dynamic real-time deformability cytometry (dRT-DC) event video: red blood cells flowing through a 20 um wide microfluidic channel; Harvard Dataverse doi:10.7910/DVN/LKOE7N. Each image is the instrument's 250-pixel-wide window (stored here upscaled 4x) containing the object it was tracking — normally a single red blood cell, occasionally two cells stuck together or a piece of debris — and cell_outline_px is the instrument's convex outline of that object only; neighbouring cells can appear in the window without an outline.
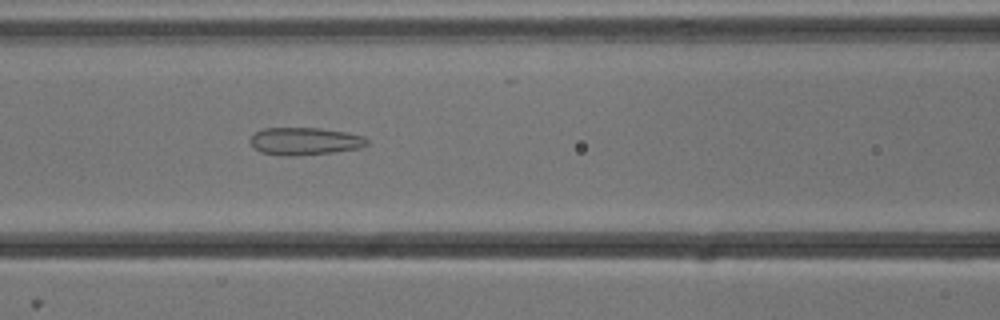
{"species": "common noctule bat (a hibernating species)", "species_latin": "Nyctalus noctula", "temperature_condition": "cold", "stored_images_in_passage": 50, "camera_frame_rate_fps": 3000, "um_per_image_px": 0.085, "animal": {"sex": "male", "body_mass_g": 13.3}, "frame": {"image": 1, "passage_image": 19, "time_ms": 6.0, "image_size_px": [1000, 320], "cell_outline_px": [[368, 144], [360, 148], [332, 152], [300, 156], [280, 156], [260, 152], [248, 140], [256, 132], [264, 128], [320, 128], [348, 132], [364, 136], [368, 140]], "centroid_in_image_um": [25.92, 12.01], "position_along_channel_um": 140.7, "area_um2": 18.9}}
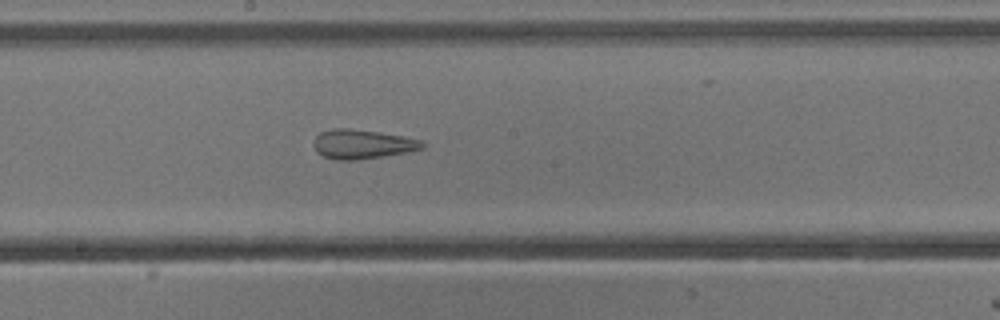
{"frame": {"image": 2, "passage_image": 25, "time_ms": 8.0, "image_size_px": [1000, 320], "cell_outline_px": [[424, 148], [384, 156], [356, 160], [336, 160], [324, 156], [316, 152], [316, 136], [320, 132], [332, 128], [348, 128], [380, 132], [404, 136], [420, 140], [424, 144]], "centroid_in_image_um": [30.8, 12.25], "position_along_channel_um": 217.4, "area_um2": 18.32}}
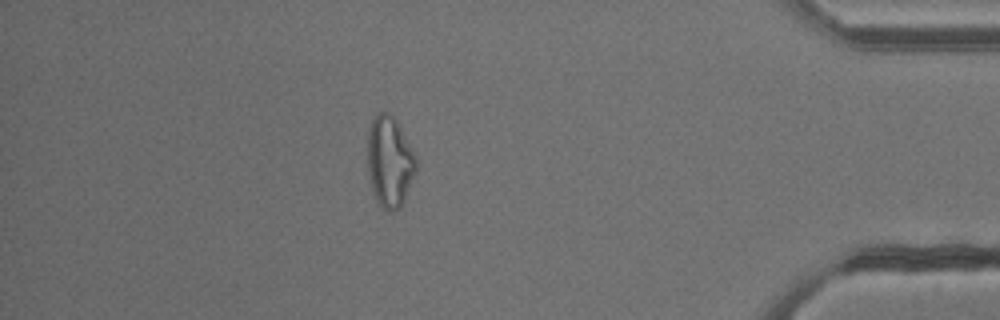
{"frame": {"image": 3, "passage_image": 43, "time_ms": 14.0, "image_size_px": [1000, 320], "cell_outline_px": [[416, 168], [404, 200], [400, 208], [392, 212], [384, 208], [376, 200], [372, 188], [368, 172], [368, 132], [372, 120], [376, 112], [388, 112], [396, 120], [416, 156]], "centroid_in_image_um": [33.11, 13.72], "position_along_channel_um": 402.1, "area_um2": 25.37}, "authors_computed_cell_mechanics": {"area_um2": 23.7269, "velocity_mm_per_s": 3.8258, "shape_relaxation_time_tau1_ms": null, "shape_relaxation_time_tau2_ms": 1.5931, "deformation_change_tau1": null, "deformation_change_tau2": 0.1172}}